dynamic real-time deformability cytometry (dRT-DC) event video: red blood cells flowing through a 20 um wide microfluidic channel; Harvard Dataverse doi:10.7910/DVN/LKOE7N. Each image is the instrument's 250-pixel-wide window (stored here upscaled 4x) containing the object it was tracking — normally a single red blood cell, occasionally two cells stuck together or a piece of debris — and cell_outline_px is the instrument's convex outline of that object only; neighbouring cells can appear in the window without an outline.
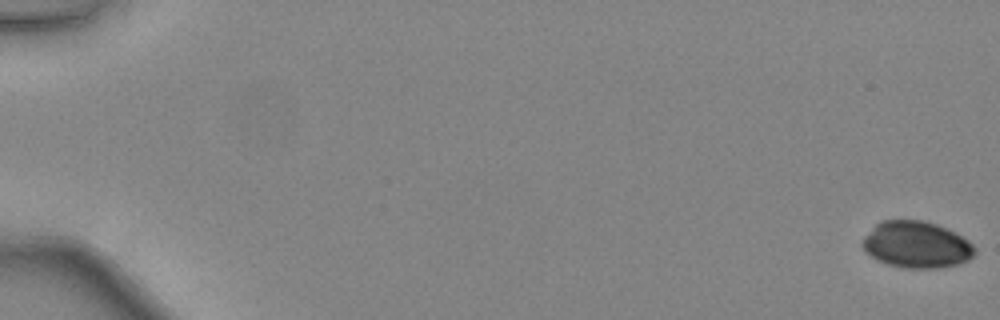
{"species": "common noctule bat (a hibernating species)", "species_latin": "Nyctalus noctula", "temperature_condition": "warm", "stored_images_in_passage": 49, "camera_frame_rate_fps": 3000, "um_per_image_px": 0.085, "animal": {"sex": "female", "body_mass_g": 24.6, "forearm_length_mm": 56.2}, "frame": {"image": 1, "passage_image": 1, "time_ms": 0.0, "image_size_px": [1000, 320], "cell_outline_px": [[976, 252], [968, 260], [960, 264], [940, 268], [904, 268], [888, 264], [864, 252], [860, 244], [864, 236], [880, 220], [920, 220], [936, 224], [956, 232], [968, 240], [976, 248]], "centroid_in_image_um": [77.9, 20.8], "position_along_channel_um": 7.1, "area_um2": 30.69}}
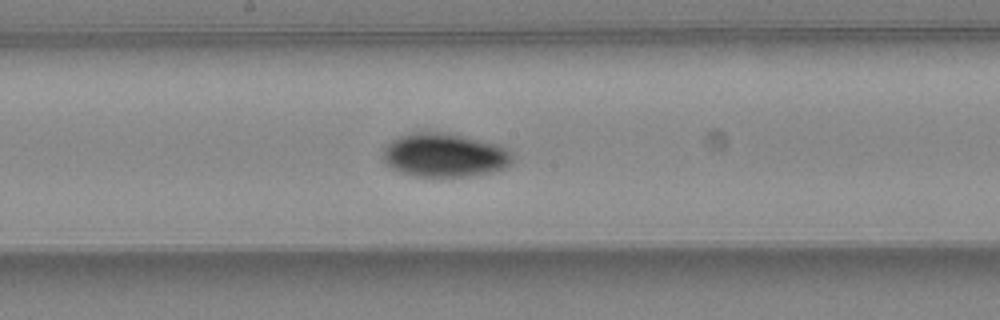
{"frame": {"image": 2, "passage_image": 28, "time_ms": 9.0, "image_size_px": [1000, 320], "cell_outline_px": [[516, 156], [512, 164], [504, 168], [492, 172], [472, 176], [416, 176], [400, 172], [392, 168], [384, 160], [384, 144], [408, 132], [448, 132], [500, 144], [508, 148]], "centroid_in_image_um": [37.86, 13.17], "position_along_channel_um": 210.3, "area_um2": 33.58}}
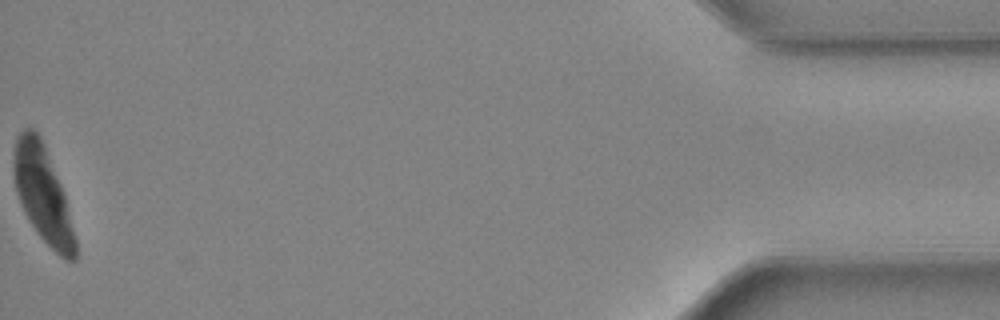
{"frame": {"image": 3, "passage_image": 49, "time_ms": 16.0, "image_size_px": [1000, 320], "cell_outline_px": [[76, 260], [64, 260], [40, 236], [28, 220], [20, 204], [16, 192], [12, 172], [12, 152], [16, 136], [24, 128], [32, 128], [40, 136], [44, 144], [64, 192], [76, 240]], "centroid_in_image_um": [3.6, 16.47], "position_along_channel_um": 431.6, "area_um2": 34.68}}